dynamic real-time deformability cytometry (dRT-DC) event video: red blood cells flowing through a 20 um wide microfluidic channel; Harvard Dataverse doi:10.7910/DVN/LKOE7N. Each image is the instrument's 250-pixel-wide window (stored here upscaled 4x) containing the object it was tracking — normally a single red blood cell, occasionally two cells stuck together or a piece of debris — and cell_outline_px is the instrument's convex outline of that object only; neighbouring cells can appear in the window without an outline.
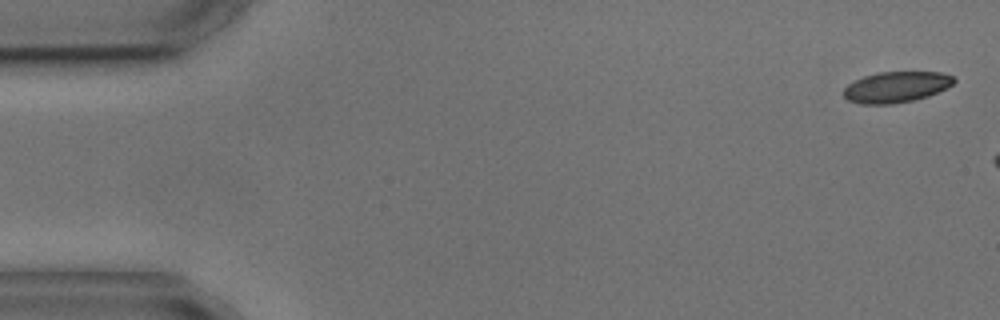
{"species": "common noctule bat (a hibernating species)", "species_latin": "Nyctalus noctula", "temperature_condition": "cold", "stored_images_in_passage": 4, "segment_of_instrument_passage": [2, 2], "camera_frame_rate_fps": 3000, "um_per_image_px": 0.085, "animal": {"sex": "male", "body_mass_g": 17.9, "forearm_length_mm": 54.2}, "frame": {"image": 1, "passage_image": 4, "time_ms": 3.667, "image_size_px": [1000, 320], "cell_outline_px": [[956, 80], [952, 84], [928, 96], [912, 100], [892, 104], [860, 104], [848, 100], [844, 96], [844, 88], [848, 84], [864, 76], [876, 72], [940, 72], [952, 76]], "centroid_in_image_um": [76.14, 7.39], "position_along_channel_um": 8.9, "area_um2": 19.65}}